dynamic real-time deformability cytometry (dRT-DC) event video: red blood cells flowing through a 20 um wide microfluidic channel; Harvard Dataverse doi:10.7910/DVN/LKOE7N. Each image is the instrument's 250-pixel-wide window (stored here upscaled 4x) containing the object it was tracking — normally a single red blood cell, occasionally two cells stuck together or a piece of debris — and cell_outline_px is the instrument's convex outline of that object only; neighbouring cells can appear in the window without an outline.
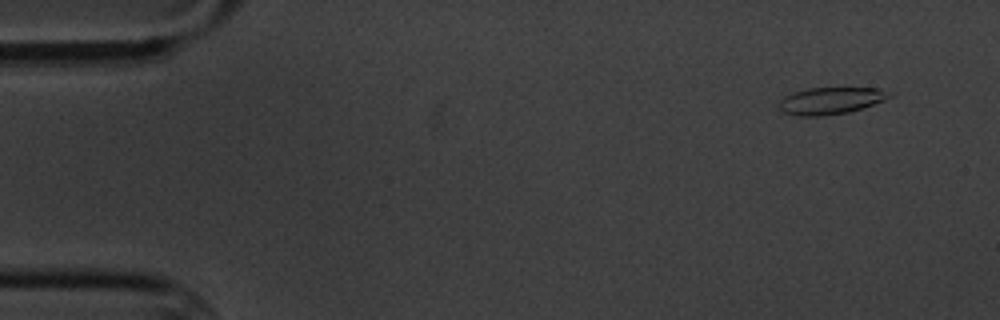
{"species": "common noctule bat (a hibernating species)", "species_latin": "Nyctalus noctula", "temperature_condition": "cold", "stored_images_in_passage": 5, "camera_frame_rate_fps": 3000, "um_per_image_px": 0.085, "animal": {"sex": "male", "body_mass_g": 20.1, "forearm_length_mm": 53.5}, "frame": {"image": 1, "passage_image": 5, "time_ms": 5.333, "image_size_px": [1000, 320], "cell_outline_px": [[892, 96], [884, 100], [848, 112], [824, 116], [796, 116], [784, 112], [776, 104], [784, 96], [792, 92], [808, 88], [880, 88], [892, 92]], "centroid_in_image_um": [70.57, 8.55], "position_along_channel_um": 14.4, "area_um2": 17.4}}